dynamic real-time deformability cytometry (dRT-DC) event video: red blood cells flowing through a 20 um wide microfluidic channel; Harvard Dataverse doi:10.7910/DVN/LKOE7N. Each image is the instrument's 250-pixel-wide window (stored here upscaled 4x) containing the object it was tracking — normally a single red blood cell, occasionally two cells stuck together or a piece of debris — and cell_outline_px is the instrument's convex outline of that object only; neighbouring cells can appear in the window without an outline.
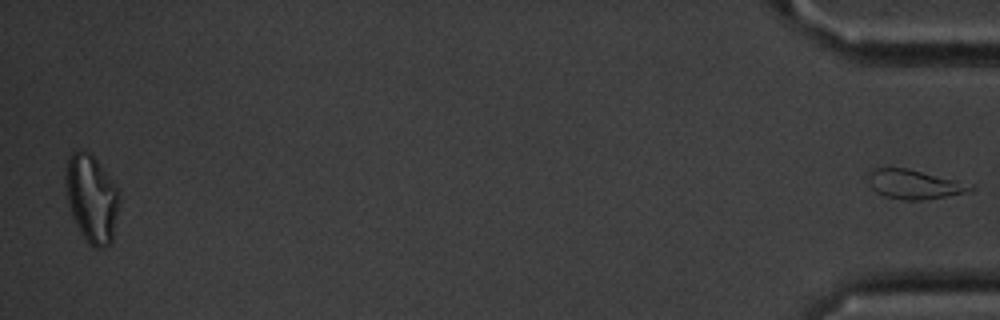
{"species": "common noctule bat (a hibernating species)", "species_latin": "Nyctalus noctula", "temperature_condition": "cold", "stored_images_in_passage": 40, "segment_of_instrument_passage": [2, 2], "camera_frame_rate_fps": 3000, "um_per_image_px": 0.085, "animal": {"sex": "male", "body_mass_g": 20.1, "forearm_length_mm": 53.5}, "frame": {"image": 1, "passage_image": 40, "time_ms": 13.0, "image_size_px": [1000, 320], "cell_outline_px": [[972, 188], [964, 192], [928, 200], [904, 200], [884, 196], [876, 192], [872, 188], [864, 176], [868, 172], [876, 168], [908, 168], [972, 184]], "centroid_in_image_um": [77.62, 15.66], "position_along_channel_um": 357.6, "area_um2": 17.4}}